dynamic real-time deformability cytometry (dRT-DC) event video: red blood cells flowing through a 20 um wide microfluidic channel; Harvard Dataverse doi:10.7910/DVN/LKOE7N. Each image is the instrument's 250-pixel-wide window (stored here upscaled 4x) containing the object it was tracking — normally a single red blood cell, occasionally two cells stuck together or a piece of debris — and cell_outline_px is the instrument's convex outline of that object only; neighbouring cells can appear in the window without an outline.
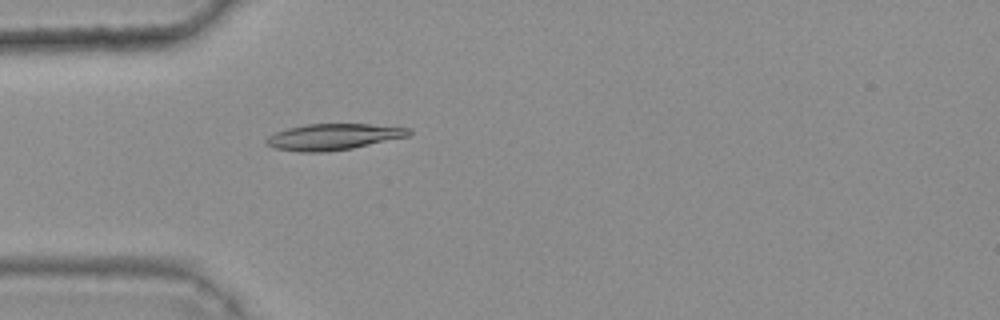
{"species": "common noctule bat (a hibernating species)", "species_latin": "Nyctalus noctula", "temperature_condition": "warm", "stored_images_in_passage": 39, "camera_frame_rate_fps": 3000, "um_per_image_px": 0.085, "animal": {"sex": "female", "body_mass_g": 25.1}, "frame": {"image": 1, "passage_image": 7, "time_ms": 2.0, "image_size_px": [1000, 320], "cell_outline_px": [[412, 132], [408, 136], [352, 148], [324, 152], [300, 152], [276, 148], [268, 144], [264, 140], [268, 136], [276, 132], [288, 128], [304, 124], [368, 124], [412, 128]], "centroid_in_image_um": [28.34, 11.62], "position_along_channel_um": 56.7, "area_um2": 21.62}}
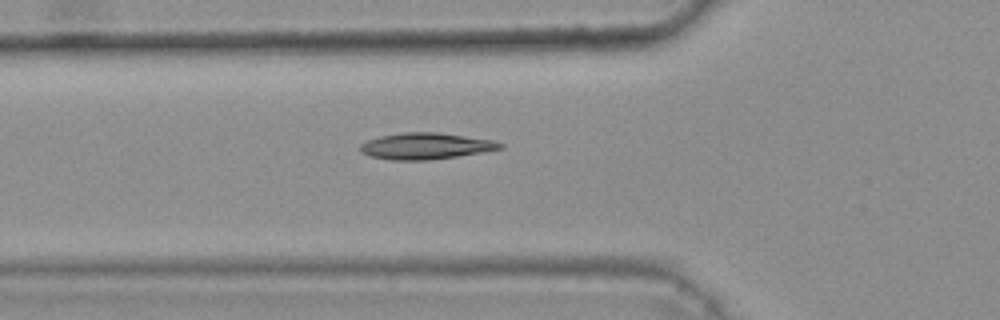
{"frame": {"image": 2, "passage_image": 10, "time_ms": 3.0, "image_size_px": [1000, 320], "cell_outline_px": [[504, 148], [456, 156], [428, 160], [392, 160], [368, 156], [360, 152], [360, 144], [368, 140], [380, 136], [400, 132], [436, 132], [492, 140], [504, 144]], "centroid_in_image_um": [36.13, 12.41], "position_along_channel_um": 89.7, "area_um2": 21.39}}
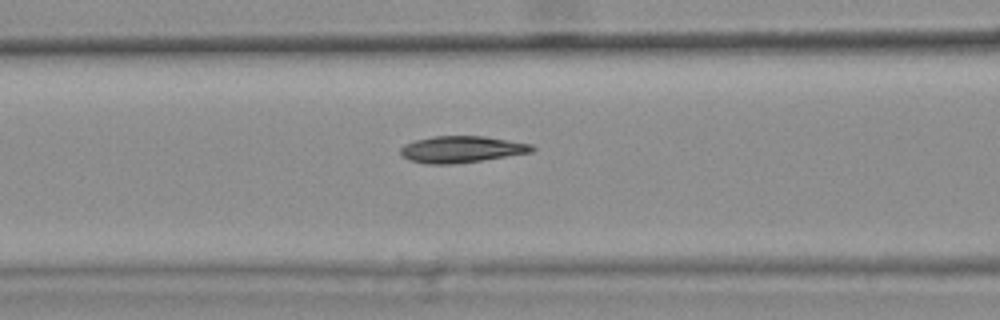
{"frame": {"image": 3, "passage_image": 13, "time_ms": 4.0, "image_size_px": [1000, 320], "cell_outline_px": [[536, 148], [532, 152], [480, 160], [452, 164], [428, 164], [408, 160], [400, 156], [400, 148], [404, 144], [416, 140], [432, 136], [484, 136], [532, 144]], "centroid_in_image_um": [39.18, 12.69], "position_along_channel_um": 127.4, "area_um2": 20.35}, "authors_computed_cell_mechanics": {"area_um2": 20.2878, "velocity_mm_per_s": 3.7308, "shape_relaxation_time_tau1_ms": 9.6289, "shape_relaxation_time_tau2_ms": 7.2816, "deformation_change_tau1": 0.239, "deformation_change_tau2": 0.1454}}